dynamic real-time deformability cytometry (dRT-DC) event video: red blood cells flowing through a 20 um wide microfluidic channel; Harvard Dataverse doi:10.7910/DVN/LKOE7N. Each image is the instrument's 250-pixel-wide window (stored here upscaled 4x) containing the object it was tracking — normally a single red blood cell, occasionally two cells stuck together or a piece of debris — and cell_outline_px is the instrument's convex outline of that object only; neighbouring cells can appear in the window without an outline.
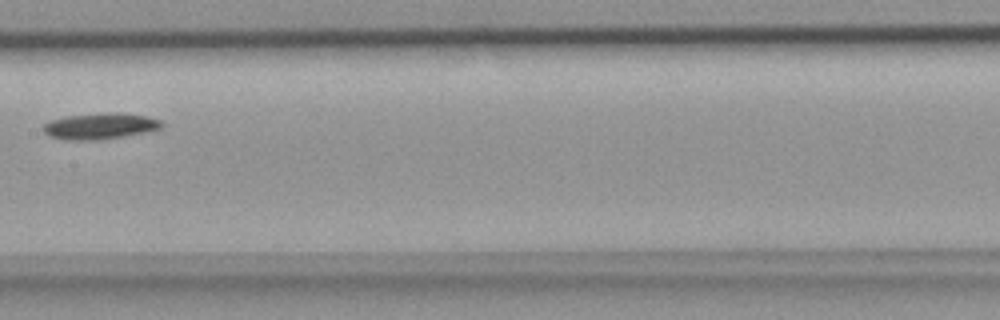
{"species": "common noctule bat (a hibernating species)", "species_latin": "Nyctalus noctula", "temperature_condition": "room temperature", "stored_images_in_passage": 7, "camera_frame_rate_fps": 3000, "um_per_image_px": 0.085, "animal": {"sex": "female", "body_mass_g": 18.4}, "frame": {"image": 1, "passage_image": 7, "time_ms": 2.0, "image_size_px": [1000, 320], "cell_outline_px": [[164, 124], [160, 128], [144, 132], [96, 140], [72, 140], [48, 136], [40, 128], [48, 120], [64, 116], [104, 112], [112, 112], [148, 116], [160, 120]], "centroid_in_image_um": [8.43, 10.7], "position_along_channel_um": 199.0, "area_um2": 18.03}}